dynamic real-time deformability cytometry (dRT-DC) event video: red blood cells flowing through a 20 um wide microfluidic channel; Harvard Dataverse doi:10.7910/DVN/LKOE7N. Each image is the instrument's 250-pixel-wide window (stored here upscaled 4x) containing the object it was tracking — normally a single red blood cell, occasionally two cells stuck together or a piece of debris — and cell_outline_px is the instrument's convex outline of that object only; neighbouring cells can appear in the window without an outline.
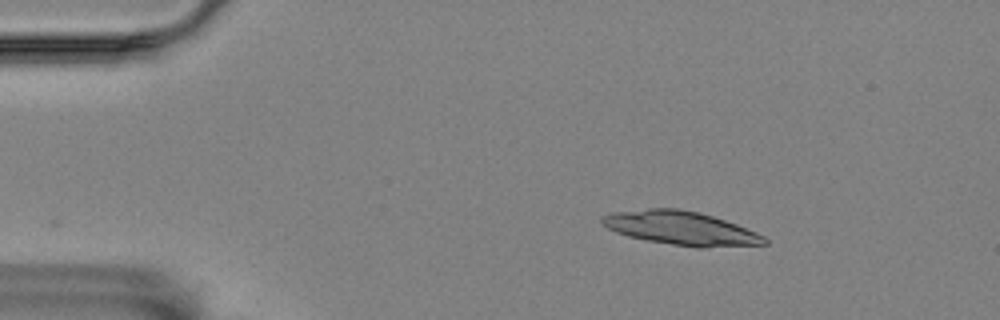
{"species": "Egyptian fruit bat (a non-hibernating species)", "species_latin": "Rousettus aegyptiacus", "temperature_condition": "room temperature", "stored_images_in_passage": 33, "camera_frame_rate_fps": 3000, "um_per_image_px": 0.085, "animal": {"sex": "female"}, "frame": {"image": 1, "passage_image": 1, "time_ms": 0.0, "image_size_px": [1000, 320], "cell_outline_px": [[768, 244], [704, 248], [696, 248], [648, 240], [628, 236], [616, 232], [608, 228], [600, 220], [600, 216], [612, 212], [648, 208], [680, 208], [700, 212], [736, 224], [756, 232], [764, 236], [768, 240]], "centroid_in_image_um": [57.89, 19.39], "position_along_channel_um": 27.1, "area_um2": 31.96}}
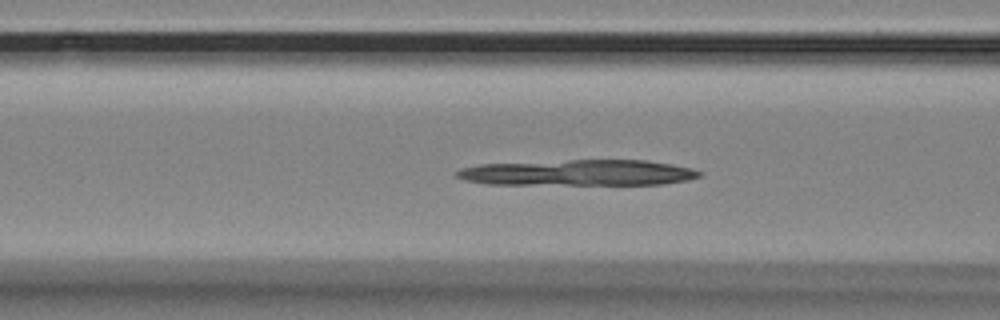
{"frame": {"image": 2, "passage_image": 14, "time_ms": 4.333, "image_size_px": [1000, 320], "cell_outline_px": [[704, 172], [700, 176], [688, 180], [664, 184], [488, 184], [464, 180], [456, 176], [452, 172], [460, 168], [480, 164], [568, 160], [648, 160], [672, 164]], "centroid_in_image_um": [49.12, 14.68], "position_along_channel_um": 117.5, "area_um2": 36.65}}